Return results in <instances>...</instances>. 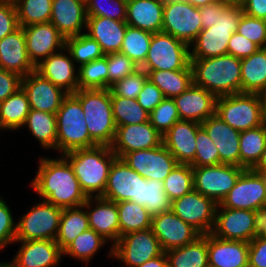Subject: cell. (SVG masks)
Listing matches in <instances>:
<instances>
[{
    "mask_svg": "<svg viewBox=\"0 0 266 267\" xmlns=\"http://www.w3.org/2000/svg\"><path fill=\"white\" fill-rule=\"evenodd\" d=\"M37 173L30 181L31 189L53 205L65 209L82 206L87 196L82 191L79 181L68 160L59 157H39Z\"/></svg>",
    "mask_w": 266,
    "mask_h": 267,
    "instance_id": "cell-1",
    "label": "cell"
},
{
    "mask_svg": "<svg viewBox=\"0 0 266 267\" xmlns=\"http://www.w3.org/2000/svg\"><path fill=\"white\" fill-rule=\"evenodd\" d=\"M63 156L73 168L82 191L87 197L102 196L113 161L117 158L111 146L97 145L76 149Z\"/></svg>",
    "mask_w": 266,
    "mask_h": 267,
    "instance_id": "cell-2",
    "label": "cell"
},
{
    "mask_svg": "<svg viewBox=\"0 0 266 267\" xmlns=\"http://www.w3.org/2000/svg\"><path fill=\"white\" fill-rule=\"evenodd\" d=\"M193 84L216 97L241 93V59L226 54L208 59H191Z\"/></svg>",
    "mask_w": 266,
    "mask_h": 267,
    "instance_id": "cell-3",
    "label": "cell"
},
{
    "mask_svg": "<svg viewBox=\"0 0 266 267\" xmlns=\"http://www.w3.org/2000/svg\"><path fill=\"white\" fill-rule=\"evenodd\" d=\"M243 9L216 1V20L214 25L202 29L190 46V59H208L227 54L228 41L237 31Z\"/></svg>",
    "mask_w": 266,
    "mask_h": 267,
    "instance_id": "cell-4",
    "label": "cell"
},
{
    "mask_svg": "<svg viewBox=\"0 0 266 267\" xmlns=\"http://www.w3.org/2000/svg\"><path fill=\"white\" fill-rule=\"evenodd\" d=\"M81 103L90 138L97 145L111 146L116 125L110 89H78L73 94Z\"/></svg>",
    "mask_w": 266,
    "mask_h": 267,
    "instance_id": "cell-5",
    "label": "cell"
},
{
    "mask_svg": "<svg viewBox=\"0 0 266 267\" xmlns=\"http://www.w3.org/2000/svg\"><path fill=\"white\" fill-rule=\"evenodd\" d=\"M56 124L59 155L97 146L90 138L81 103L73 94L63 99L56 113Z\"/></svg>",
    "mask_w": 266,
    "mask_h": 267,
    "instance_id": "cell-6",
    "label": "cell"
},
{
    "mask_svg": "<svg viewBox=\"0 0 266 267\" xmlns=\"http://www.w3.org/2000/svg\"><path fill=\"white\" fill-rule=\"evenodd\" d=\"M190 46L165 32L153 33L144 64L146 72L191 68Z\"/></svg>",
    "mask_w": 266,
    "mask_h": 267,
    "instance_id": "cell-7",
    "label": "cell"
},
{
    "mask_svg": "<svg viewBox=\"0 0 266 267\" xmlns=\"http://www.w3.org/2000/svg\"><path fill=\"white\" fill-rule=\"evenodd\" d=\"M216 114L240 132L257 128L262 125L260 94L236 93L217 97Z\"/></svg>",
    "mask_w": 266,
    "mask_h": 267,
    "instance_id": "cell-8",
    "label": "cell"
},
{
    "mask_svg": "<svg viewBox=\"0 0 266 267\" xmlns=\"http://www.w3.org/2000/svg\"><path fill=\"white\" fill-rule=\"evenodd\" d=\"M28 210L16 223L15 240H55L63 209L40 199Z\"/></svg>",
    "mask_w": 266,
    "mask_h": 267,
    "instance_id": "cell-9",
    "label": "cell"
},
{
    "mask_svg": "<svg viewBox=\"0 0 266 267\" xmlns=\"http://www.w3.org/2000/svg\"><path fill=\"white\" fill-rule=\"evenodd\" d=\"M163 252L159 240L150 228L120 236L118 241L109 248L107 256L116 258L123 263L124 267H138Z\"/></svg>",
    "mask_w": 266,
    "mask_h": 267,
    "instance_id": "cell-10",
    "label": "cell"
},
{
    "mask_svg": "<svg viewBox=\"0 0 266 267\" xmlns=\"http://www.w3.org/2000/svg\"><path fill=\"white\" fill-rule=\"evenodd\" d=\"M194 190L219 204L245 170L230 164L192 167Z\"/></svg>",
    "mask_w": 266,
    "mask_h": 267,
    "instance_id": "cell-11",
    "label": "cell"
},
{
    "mask_svg": "<svg viewBox=\"0 0 266 267\" xmlns=\"http://www.w3.org/2000/svg\"><path fill=\"white\" fill-rule=\"evenodd\" d=\"M199 8L184 0H164L162 32L190 45L202 30Z\"/></svg>",
    "mask_w": 266,
    "mask_h": 267,
    "instance_id": "cell-12",
    "label": "cell"
},
{
    "mask_svg": "<svg viewBox=\"0 0 266 267\" xmlns=\"http://www.w3.org/2000/svg\"><path fill=\"white\" fill-rule=\"evenodd\" d=\"M217 203L194 189L171 201V211L184 222L195 228L201 235L211 233Z\"/></svg>",
    "mask_w": 266,
    "mask_h": 267,
    "instance_id": "cell-13",
    "label": "cell"
},
{
    "mask_svg": "<svg viewBox=\"0 0 266 267\" xmlns=\"http://www.w3.org/2000/svg\"><path fill=\"white\" fill-rule=\"evenodd\" d=\"M266 205V185L260 173L245 169L217 207L255 211Z\"/></svg>",
    "mask_w": 266,
    "mask_h": 267,
    "instance_id": "cell-14",
    "label": "cell"
},
{
    "mask_svg": "<svg viewBox=\"0 0 266 267\" xmlns=\"http://www.w3.org/2000/svg\"><path fill=\"white\" fill-rule=\"evenodd\" d=\"M121 159L147 180L164 181L178 164L163 143L156 148L129 152Z\"/></svg>",
    "mask_w": 266,
    "mask_h": 267,
    "instance_id": "cell-15",
    "label": "cell"
},
{
    "mask_svg": "<svg viewBox=\"0 0 266 267\" xmlns=\"http://www.w3.org/2000/svg\"><path fill=\"white\" fill-rule=\"evenodd\" d=\"M151 229L164 252L190 244L201 236L195 228L184 222L172 211L153 216Z\"/></svg>",
    "mask_w": 266,
    "mask_h": 267,
    "instance_id": "cell-16",
    "label": "cell"
},
{
    "mask_svg": "<svg viewBox=\"0 0 266 267\" xmlns=\"http://www.w3.org/2000/svg\"><path fill=\"white\" fill-rule=\"evenodd\" d=\"M211 234L224 240L250 242L254 234V211L217 207Z\"/></svg>",
    "mask_w": 266,
    "mask_h": 267,
    "instance_id": "cell-17",
    "label": "cell"
},
{
    "mask_svg": "<svg viewBox=\"0 0 266 267\" xmlns=\"http://www.w3.org/2000/svg\"><path fill=\"white\" fill-rule=\"evenodd\" d=\"M30 61L38 65L48 56L65 48V37L51 23L32 24L22 27Z\"/></svg>",
    "mask_w": 266,
    "mask_h": 267,
    "instance_id": "cell-18",
    "label": "cell"
},
{
    "mask_svg": "<svg viewBox=\"0 0 266 267\" xmlns=\"http://www.w3.org/2000/svg\"><path fill=\"white\" fill-rule=\"evenodd\" d=\"M21 88L27 95L30 109L51 114L57 113L63 99L68 95L36 71L22 77Z\"/></svg>",
    "mask_w": 266,
    "mask_h": 267,
    "instance_id": "cell-19",
    "label": "cell"
},
{
    "mask_svg": "<svg viewBox=\"0 0 266 267\" xmlns=\"http://www.w3.org/2000/svg\"><path fill=\"white\" fill-rule=\"evenodd\" d=\"M140 174L121 158H116L109 170L106 187L101 197L112 202L131 201L139 204Z\"/></svg>",
    "mask_w": 266,
    "mask_h": 267,
    "instance_id": "cell-20",
    "label": "cell"
},
{
    "mask_svg": "<svg viewBox=\"0 0 266 267\" xmlns=\"http://www.w3.org/2000/svg\"><path fill=\"white\" fill-rule=\"evenodd\" d=\"M161 144L162 134L151 125L150 121H147L140 124L117 126L111 149L117 158H121L129 152L156 148Z\"/></svg>",
    "mask_w": 266,
    "mask_h": 267,
    "instance_id": "cell-21",
    "label": "cell"
},
{
    "mask_svg": "<svg viewBox=\"0 0 266 267\" xmlns=\"http://www.w3.org/2000/svg\"><path fill=\"white\" fill-rule=\"evenodd\" d=\"M88 215L89 228L100 234L112 247L120 238V225L116 202L101 196L88 197L83 204Z\"/></svg>",
    "mask_w": 266,
    "mask_h": 267,
    "instance_id": "cell-22",
    "label": "cell"
},
{
    "mask_svg": "<svg viewBox=\"0 0 266 267\" xmlns=\"http://www.w3.org/2000/svg\"><path fill=\"white\" fill-rule=\"evenodd\" d=\"M20 243L11 262L15 267H57L63 251L55 240H15Z\"/></svg>",
    "mask_w": 266,
    "mask_h": 267,
    "instance_id": "cell-23",
    "label": "cell"
},
{
    "mask_svg": "<svg viewBox=\"0 0 266 267\" xmlns=\"http://www.w3.org/2000/svg\"><path fill=\"white\" fill-rule=\"evenodd\" d=\"M74 64L70 53L64 48L42 60L35 66V71L66 93L74 94L79 89L78 67Z\"/></svg>",
    "mask_w": 266,
    "mask_h": 267,
    "instance_id": "cell-24",
    "label": "cell"
},
{
    "mask_svg": "<svg viewBox=\"0 0 266 267\" xmlns=\"http://www.w3.org/2000/svg\"><path fill=\"white\" fill-rule=\"evenodd\" d=\"M173 99L181 120L201 124L216 114L217 97L193 83L186 91Z\"/></svg>",
    "mask_w": 266,
    "mask_h": 267,
    "instance_id": "cell-25",
    "label": "cell"
},
{
    "mask_svg": "<svg viewBox=\"0 0 266 267\" xmlns=\"http://www.w3.org/2000/svg\"><path fill=\"white\" fill-rule=\"evenodd\" d=\"M201 127L216 145L220 164L240 167V131L230 127L217 114L202 122Z\"/></svg>",
    "mask_w": 266,
    "mask_h": 267,
    "instance_id": "cell-26",
    "label": "cell"
},
{
    "mask_svg": "<svg viewBox=\"0 0 266 267\" xmlns=\"http://www.w3.org/2000/svg\"><path fill=\"white\" fill-rule=\"evenodd\" d=\"M200 128V123L180 120L162 135L163 145L175 157L178 164H191L194 161L195 138Z\"/></svg>",
    "mask_w": 266,
    "mask_h": 267,
    "instance_id": "cell-27",
    "label": "cell"
},
{
    "mask_svg": "<svg viewBox=\"0 0 266 267\" xmlns=\"http://www.w3.org/2000/svg\"><path fill=\"white\" fill-rule=\"evenodd\" d=\"M50 22L65 37H73L86 30V3L80 0H52Z\"/></svg>",
    "mask_w": 266,
    "mask_h": 267,
    "instance_id": "cell-28",
    "label": "cell"
},
{
    "mask_svg": "<svg viewBox=\"0 0 266 267\" xmlns=\"http://www.w3.org/2000/svg\"><path fill=\"white\" fill-rule=\"evenodd\" d=\"M0 68L16 72L22 77L35 71L27 53L22 27L0 40Z\"/></svg>",
    "mask_w": 266,
    "mask_h": 267,
    "instance_id": "cell-29",
    "label": "cell"
},
{
    "mask_svg": "<svg viewBox=\"0 0 266 267\" xmlns=\"http://www.w3.org/2000/svg\"><path fill=\"white\" fill-rule=\"evenodd\" d=\"M249 242L220 239L208 233L210 267H248Z\"/></svg>",
    "mask_w": 266,
    "mask_h": 267,
    "instance_id": "cell-30",
    "label": "cell"
},
{
    "mask_svg": "<svg viewBox=\"0 0 266 267\" xmlns=\"http://www.w3.org/2000/svg\"><path fill=\"white\" fill-rule=\"evenodd\" d=\"M127 26L126 21L87 16L85 33L96 40L102 51L108 54L120 52Z\"/></svg>",
    "mask_w": 266,
    "mask_h": 267,
    "instance_id": "cell-31",
    "label": "cell"
},
{
    "mask_svg": "<svg viewBox=\"0 0 266 267\" xmlns=\"http://www.w3.org/2000/svg\"><path fill=\"white\" fill-rule=\"evenodd\" d=\"M164 0H127L126 23L151 33L162 32Z\"/></svg>",
    "mask_w": 266,
    "mask_h": 267,
    "instance_id": "cell-32",
    "label": "cell"
},
{
    "mask_svg": "<svg viewBox=\"0 0 266 267\" xmlns=\"http://www.w3.org/2000/svg\"><path fill=\"white\" fill-rule=\"evenodd\" d=\"M241 93H266V47L241 59Z\"/></svg>",
    "mask_w": 266,
    "mask_h": 267,
    "instance_id": "cell-33",
    "label": "cell"
},
{
    "mask_svg": "<svg viewBox=\"0 0 266 267\" xmlns=\"http://www.w3.org/2000/svg\"><path fill=\"white\" fill-rule=\"evenodd\" d=\"M168 267H209L208 234L183 247L165 251Z\"/></svg>",
    "mask_w": 266,
    "mask_h": 267,
    "instance_id": "cell-34",
    "label": "cell"
},
{
    "mask_svg": "<svg viewBox=\"0 0 266 267\" xmlns=\"http://www.w3.org/2000/svg\"><path fill=\"white\" fill-rule=\"evenodd\" d=\"M40 142L42 149L57 151L56 114L30 109L23 125Z\"/></svg>",
    "mask_w": 266,
    "mask_h": 267,
    "instance_id": "cell-35",
    "label": "cell"
},
{
    "mask_svg": "<svg viewBox=\"0 0 266 267\" xmlns=\"http://www.w3.org/2000/svg\"><path fill=\"white\" fill-rule=\"evenodd\" d=\"M30 105L26 93L20 88L0 102V129L18 131L26 121Z\"/></svg>",
    "mask_w": 266,
    "mask_h": 267,
    "instance_id": "cell-36",
    "label": "cell"
},
{
    "mask_svg": "<svg viewBox=\"0 0 266 267\" xmlns=\"http://www.w3.org/2000/svg\"><path fill=\"white\" fill-rule=\"evenodd\" d=\"M146 73L148 79L162 91L166 98L179 96L193 83L191 68L180 70H157Z\"/></svg>",
    "mask_w": 266,
    "mask_h": 267,
    "instance_id": "cell-37",
    "label": "cell"
},
{
    "mask_svg": "<svg viewBox=\"0 0 266 267\" xmlns=\"http://www.w3.org/2000/svg\"><path fill=\"white\" fill-rule=\"evenodd\" d=\"M89 229L88 215L85 207L65 208L60 216L56 243L63 251L79 234Z\"/></svg>",
    "mask_w": 266,
    "mask_h": 267,
    "instance_id": "cell-38",
    "label": "cell"
},
{
    "mask_svg": "<svg viewBox=\"0 0 266 267\" xmlns=\"http://www.w3.org/2000/svg\"><path fill=\"white\" fill-rule=\"evenodd\" d=\"M266 148V128H257L240 132V167L253 169L260 161Z\"/></svg>",
    "mask_w": 266,
    "mask_h": 267,
    "instance_id": "cell-39",
    "label": "cell"
},
{
    "mask_svg": "<svg viewBox=\"0 0 266 267\" xmlns=\"http://www.w3.org/2000/svg\"><path fill=\"white\" fill-rule=\"evenodd\" d=\"M108 241L100 234L89 228L79 234L64 250L63 256L72 257L77 261L84 262L85 265L93 260L95 254L107 245Z\"/></svg>",
    "mask_w": 266,
    "mask_h": 267,
    "instance_id": "cell-40",
    "label": "cell"
},
{
    "mask_svg": "<svg viewBox=\"0 0 266 267\" xmlns=\"http://www.w3.org/2000/svg\"><path fill=\"white\" fill-rule=\"evenodd\" d=\"M139 205L144 206L152 217L171 211V200L164 190L163 181L147 180L140 175Z\"/></svg>",
    "mask_w": 266,
    "mask_h": 267,
    "instance_id": "cell-41",
    "label": "cell"
},
{
    "mask_svg": "<svg viewBox=\"0 0 266 267\" xmlns=\"http://www.w3.org/2000/svg\"><path fill=\"white\" fill-rule=\"evenodd\" d=\"M116 204L120 236L133 231H142L151 228L152 216L144 206L131 201H121Z\"/></svg>",
    "mask_w": 266,
    "mask_h": 267,
    "instance_id": "cell-42",
    "label": "cell"
},
{
    "mask_svg": "<svg viewBox=\"0 0 266 267\" xmlns=\"http://www.w3.org/2000/svg\"><path fill=\"white\" fill-rule=\"evenodd\" d=\"M113 118L116 127L149 121V112L136 99L111 96Z\"/></svg>",
    "mask_w": 266,
    "mask_h": 267,
    "instance_id": "cell-43",
    "label": "cell"
},
{
    "mask_svg": "<svg viewBox=\"0 0 266 267\" xmlns=\"http://www.w3.org/2000/svg\"><path fill=\"white\" fill-rule=\"evenodd\" d=\"M153 33L127 26L120 52L127 55L139 68L144 64Z\"/></svg>",
    "mask_w": 266,
    "mask_h": 267,
    "instance_id": "cell-44",
    "label": "cell"
},
{
    "mask_svg": "<svg viewBox=\"0 0 266 267\" xmlns=\"http://www.w3.org/2000/svg\"><path fill=\"white\" fill-rule=\"evenodd\" d=\"M65 48L70 53L71 58L80 67L83 64L101 58L105 55L100 44L90 38L85 32L77 36L65 39Z\"/></svg>",
    "mask_w": 266,
    "mask_h": 267,
    "instance_id": "cell-45",
    "label": "cell"
},
{
    "mask_svg": "<svg viewBox=\"0 0 266 267\" xmlns=\"http://www.w3.org/2000/svg\"><path fill=\"white\" fill-rule=\"evenodd\" d=\"M15 5L19 27L50 22L52 0H16Z\"/></svg>",
    "mask_w": 266,
    "mask_h": 267,
    "instance_id": "cell-46",
    "label": "cell"
},
{
    "mask_svg": "<svg viewBox=\"0 0 266 267\" xmlns=\"http://www.w3.org/2000/svg\"><path fill=\"white\" fill-rule=\"evenodd\" d=\"M79 89H108L107 54L78 67Z\"/></svg>",
    "mask_w": 266,
    "mask_h": 267,
    "instance_id": "cell-47",
    "label": "cell"
},
{
    "mask_svg": "<svg viewBox=\"0 0 266 267\" xmlns=\"http://www.w3.org/2000/svg\"><path fill=\"white\" fill-rule=\"evenodd\" d=\"M168 198L173 201L194 189L193 169L190 164H177L163 181Z\"/></svg>",
    "mask_w": 266,
    "mask_h": 267,
    "instance_id": "cell-48",
    "label": "cell"
},
{
    "mask_svg": "<svg viewBox=\"0 0 266 267\" xmlns=\"http://www.w3.org/2000/svg\"><path fill=\"white\" fill-rule=\"evenodd\" d=\"M180 120L173 98L165 97L149 114L151 125L162 135Z\"/></svg>",
    "mask_w": 266,
    "mask_h": 267,
    "instance_id": "cell-49",
    "label": "cell"
},
{
    "mask_svg": "<svg viewBox=\"0 0 266 267\" xmlns=\"http://www.w3.org/2000/svg\"><path fill=\"white\" fill-rule=\"evenodd\" d=\"M127 0H88L87 16L105 17L117 21H126Z\"/></svg>",
    "mask_w": 266,
    "mask_h": 267,
    "instance_id": "cell-50",
    "label": "cell"
},
{
    "mask_svg": "<svg viewBox=\"0 0 266 267\" xmlns=\"http://www.w3.org/2000/svg\"><path fill=\"white\" fill-rule=\"evenodd\" d=\"M195 139L196 155L190 165L201 167L220 164L218 149L202 127L197 131Z\"/></svg>",
    "mask_w": 266,
    "mask_h": 267,
    "instance_id": "cell-51",
    "label": "cell"
},
{
    "mask_svg": "<svg viewBox=\"0 0 266 267\" xmlns=\"http://www.w3.org/2000/svg\"><path fill=\"white\" fill-rule=\"evenodd\" d=\"M147 79L146 71L139 68L134 73L111 85L109 88L111 96L137 99Z\"/></svg>",
    "mask_w": 266,
    "mask_h": 267,
    "instance_id": "cell-52",
    "label": "cell"
},
{
    "mask_svg": "<svg viewBox=\"0 0 266 267\" xmlns=\"http://www.w3.org/2000/svg\"><path fill=\"white\" fill-rule=\"evenodd\" d=\"M108 89L111 85L139 69L127 55L121 52L107 54Z\"/></svg>",
    "mask_w": 266,
    "mask_h": 267,
    "instance_id": "cell-53",
    "label": "cell"
},
{
    "mask_svg": "<svg viewBox=\"0 0 266 267\" xmlns=\"http://www.w3.org/2000/svg\"><path fill=\"white\" fill-rule=\"evenodd\" d=\"M236 32L260 48L266 47V20L248 16L243 12Z\"/></svg>",
    "mask_w": 266,
    "mask_h": 267,
    "instance_id": "cell-54",
    "label": "cell"
},
{
    "mask_svg": "<svg viewBox=\"0 0 266 267\" xmlns=\"http://www.w3.org/2000/svg\"><path fill=\"white\" fill-rule=\"evenodd\" d=\"M16 223L10 206L0 197V251L14 244L16 238Z\"/></svg>",
    "mask_w": 266,
    "mask_h": 267,
    "instance_id": "cell-55",
    "label": "cell"
},
{
    "mask_svg": "<svg viewBox=\"0 0 266 267\" xmlns=\"http://www.w3.org/2000/svg\"><path fill=\"white\" fill-rule=\"evenodd\" d=\"M19 28L15 2L0 1V40Z\"/></svg>",
    "mask_w": 266,
    "mask_h": 267,
    "instance_id": "cell-56",
    "label": "cell"
},
{
    "mask_svg": "<svg viewBox=\"0 0 266 267\" xmlns=\"http://www.w3.org/2000/svg\"><path fill=\"white\" fill-rule=\"evenodd\" d=\"M259 48L257 44L235 32L228 41L227 54L242 59L249 57Z\"/></svg>",
    "mask_w": 266,
    "mask_h": 267,
    "instance_id": "cell-57",
    "label": "cell"
},
{
    "mask_svg": "<svg viewBox=\"0 0 266 267\" xmlns=\"http://www.w3.org/2000/svg\"><path fill=\"white\" fill-rule=\"evenodd\" d=\"M162 91L149 79L143 85L141 92L137 96V102L147 112H151L164 99Z\"/></svg>",
    "mask_w": 266,
    "mask_h": 267,
    "instance_id": "cell-58",
    "label": "cell"
},
{
    "mask_svg": "<svg viewBox=\"0 0 266 267\" xmlns=\"http://www.w3.org/2000/svg\"><path fill=\"white\" fill-rule=\"evenodd\" d=\"M22 76L16 72L0 68V102L21 88Z\"/></svg>",
    "mask_w": 266,
    "mask_h": 267,
    "instance_id": "cell-59",
    "label": "cell"
},
{
    "mask_svg": "<svg viewBox=\"0 0 266 267\" xmlns=\"http://www.w3.org/2000/svg\"><path fill=\"white\" fill-rule=\"evenodd\" d=\"M248 267H266V237L249 242Z\"/></svg>",
    "mask_w": 266,
    "mask_h": 267,
    "instance_id": "cell-60",
    "label": "cell"
},
{
    "mask_svg": "<svg viewBox=\"0 0 266 267\" xmlns=\"http://www.w3.org/2000/svg\"><path fill=\"white\" fill-rule=\"evenodd\" d=\"M241 7L248 16L266 20V0H245Z\"/></svg>",
    "mask_w": 266,
    "mask_h": 267,
    "instance_id": "cell-61",
    "label": "cell"
},
{
    "mask_svg": "<svg viewBox=\"0 0 266 267\" xmlns=\"http://www.w3.org/2000/svg\"><path fill=\"white\" fill-rule=\"evenodd\" d=\"M266 237V205L260 206L254 211L253 239Z\"/></svg>",
    "mask_w": 266,
    "mask_h": 267,
    "instance_id": "cell-62",
    "label": "cell"
},
{
    "mask_svg": "<svg viewBox=\"0 0 266 267\" xmlns=\"http://www.w3.org/2000/svg\"><path fill=\"white\" fill-rule=\"evenodd\" d=\"M202 29H207L214 25L216 20V2L199 8Z\"/></svg>",
    "mask_w": 266,
    "mask_h": 267,
    "instance_id": "cell-63",
    "label": "cell"
},
{
    "mask_svg": "<svg viewBox=\"0 0 266 267\" xmlns=\"http://www.w3.org/2000/svg\"><path fill=\"white\" fill-rule=\"evenodd\" d=\"M138 267H168V260L165 252L160 256L150 259Z\"/></svg>",
    "mask_w": 266,
    "mask_h": 267,
    "instance_id": "cell-64",
    "label": "cell"
},
{
    "mask_svg": "<svg viewBox=\"0 0 266 267\" xmlns=\"http://www.w3.org/2000/svg\"><path fill=\"white\" fill-rule=\"evenodd\" d=\"M261 123L266 128V93L260 94Z\"/></svg>",
    "mask_w": 266,
    "mask_h": 267,
    "instance_id": "cell-65",
    "label": "cell"
},
{
    "mask_svg": "<svg viewBox=\"0 0 266 267\" xmlns=\"http://www.w3.org/2000/svg\"><path fill=\"white\" fill-rule=\"evenodd\" d=\"M188 3H190L191 5L200 8L202 6L208 5V4H212L218 0H184Z\"/></svg>",
    "mask_w": 266,
    "mask_h": 267,
    "instance_id": "cell-66",
    "label": "cell"
},
{
    "mask_svg": "<svg viewBox=\"0 0 266 267\" xmlns=\"http://www.w3.org/2000/svg\"><path fill=\"white\" fill-rule=\"evenodd\" d=\"M253 170H266V148L264 149L260 161Z\"/></svg>",
    "mask_w": 266,
    "mask_h": 267,
    "instance_id": "cell-67",
    "label": "cell"
},
{
    "mask_svg": "<svg viewBox=\"0 0 266 267\" xmlns=\"http://www.w3.org/2000/svg\"><path fill=\"white\" fill-rule=\"evenodd\" d=\"M229 5H238L241 6L245 0H221Z\"/></svg>",
    "mask_w": 266,
    "mask_h": 267,
    "instance_id": "cell-68",
    "label": "cell"
},
{
    "mask_svg": "<svg viewBox=\"0 0 266 267\" xmlns=\"http://www.w3.org/2000/svg\"><path fill=\"white\" fill-rule=\"evenodd\" d=\"M254 171L261 174V176L263 177V179L265 181V185H266V170H254Z\"/></svg>",
    "mask_w": 266,
    "mask_h": 267,
    "instance_id": "cell-69",
    "label": "cell"
},
{
    "mask_svg": "<svg viewBox=\"0 0 266 267\" xmlns=\"http://www.w3.org/2000/svg\"><path fill=\"white\" fill-rule=\"evenodd\" d=\"M2 267H15V266L11 261L9 262L6 260L5 262L4 261L2 262Z\"/></svg>",
    "mask_w": 266,
    "mask_h": 267,
    "instance_id": "cell-70",
    "label": "cell"
},
{
    "mask_svg": "<svg viewBox=\"0 0 266 267\" xmlns=\"http://www.w3.org/2000/svg\"><path fill=\"white\" fill-rule=\"evenodd\" d=\"M0 1H10V2H15L16 0H0Z\"/></svg>",
    "mask_w": 266,
    "mask_h": 267,
    "instance_id": "cell-71",
    "label": "cell"
}]
</instances>
